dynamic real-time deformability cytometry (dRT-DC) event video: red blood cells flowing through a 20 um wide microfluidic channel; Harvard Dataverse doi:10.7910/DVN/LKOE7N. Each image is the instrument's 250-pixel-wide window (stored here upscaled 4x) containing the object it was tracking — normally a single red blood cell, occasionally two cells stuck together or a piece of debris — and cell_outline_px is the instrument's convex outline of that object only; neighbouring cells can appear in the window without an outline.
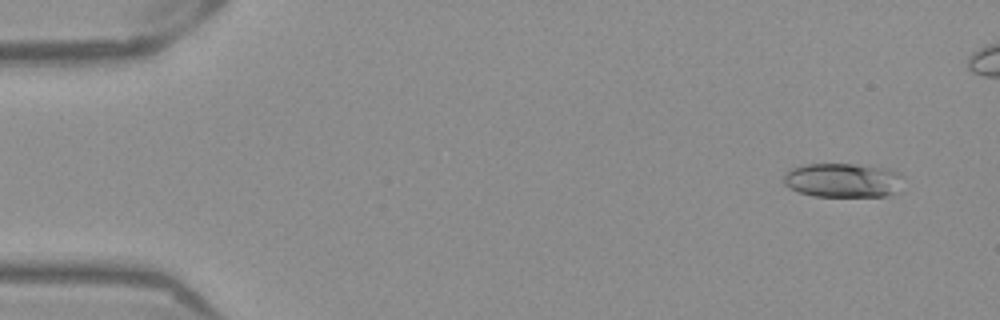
{"species": "Egyptian fruit bat (a non-hibernating species)", "species_latin": "Rousettus aegyptiacus", "temperature_condition": "warm", "stored_images_in_passage": 48, "camera_frame_rate_fps": 3000, "um_per_image_px": 0.085, "frame": {"image": 1, "passage_image": 4, "time_ms": 1.0, "image_size_px": [1000, 320], "cell_outline_px": [[904, 176], [896, 192], [888, 196], [812, 196], [800, 192], [784, 184], [784, 172], [792, 168], [804, 164], [856, 164], [888, 168]], "centroid_in_image_um": [71.65, 15.31], "position_along_channel_um": 13.4, "area_um2": 23.93}}
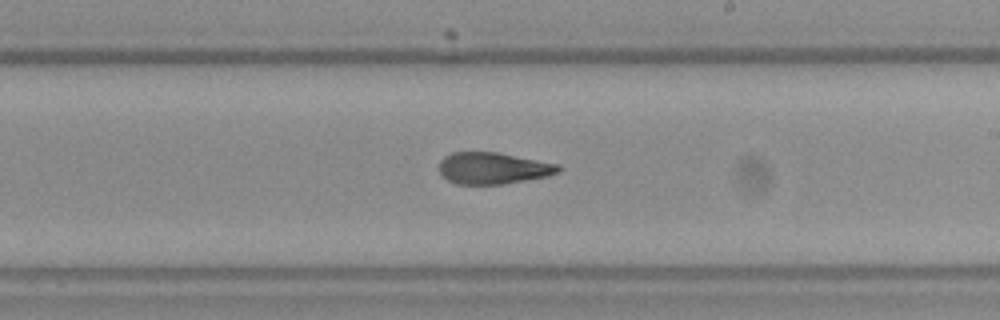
{"frame": {"image": 2, "passage_image": 31, "time_ms": 10.0, "image_size_px": [1000, 320], "cell_outline_px": [[564, 168], [560, 172], [548, 176], [504, 184], [456, 184], [448, 180], [440, 172], [440, 160], [444, 156], [452, 152], [500, 152], [560, 164]], "centroid_in_image_um": [41.97, 14.29], "position_along_channel_um": 247.0, "area_um2": 22.25}}
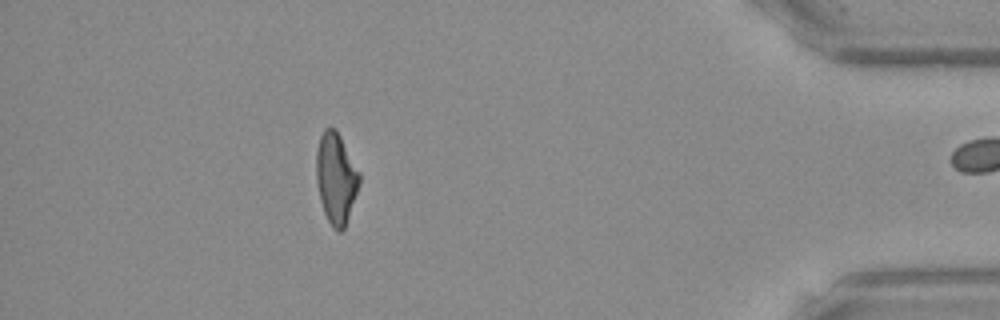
{"frame": {"image": 3, "passage_image": 47, "time_ms": 15.333, "image_size_px": [1000, 320], "cell_outline_px": [[360, 184], [344, 228], [340, 232], [332, 228], [324, 212], [320, 200], [316, 180], [316, 152], [320, 136], [324, 128], [336, 128], [360, 172]], "centroid_in_image_um": [28.56, 15.13], "position_along_channel_um": 406.6, "area_um2": 22.83}, "authors_computed_cell_mechanics": {"area_um2": 22.9755, "velocity_mm_per_s": 3.9276, "shape_relaxation_time_tau1_ms": null, "shape_relaxation_time_tau2_ms": 2.4895, "deformation_change_tau1": null, "deformation_change_tau2": 0.1132}}